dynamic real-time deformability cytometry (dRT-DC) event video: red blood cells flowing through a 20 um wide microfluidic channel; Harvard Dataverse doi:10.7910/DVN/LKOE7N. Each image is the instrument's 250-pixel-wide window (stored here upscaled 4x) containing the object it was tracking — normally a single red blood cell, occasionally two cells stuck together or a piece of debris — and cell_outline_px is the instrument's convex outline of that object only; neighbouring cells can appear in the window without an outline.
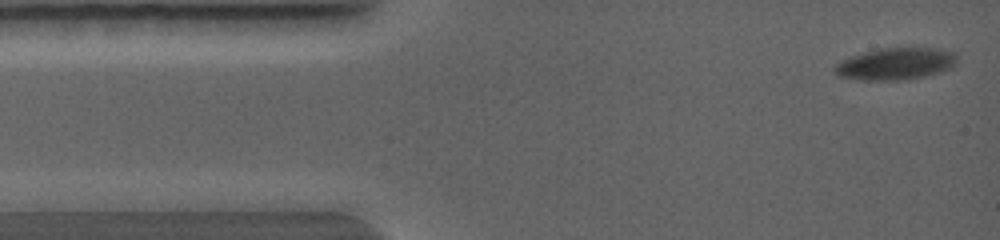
{"species": "common noctule bat (a hibernating species)", "species_latin": "Nyctalus noctula", "temperature_condition": "warm", "stored_images_in_passage": 16, "camera_frame_rate_fps": 5000, "um_per_image_px": 0.085, "animal": {"sex": "female", "body_mass_g": 19.0, "forearm_length_mm": 56.7}, "frame": {"image": 1, "passage_image": 1, "time_ms": 0.0, "image_size_px": [1000, 240], "cell_outline_px": [[956, 64], [952, 68], [940, 72], [924, 76], [904, 80], [860, 80], [840, 76], [832, 72], [832, 68], [836, 64], [852, 56], [864, 52], [880, 48], [936, 48], [956, 52]], "centroid_in_image_um": [76.14, 5.43], "position_along_channel_um": 8.9, "area_um2": 22.83}}
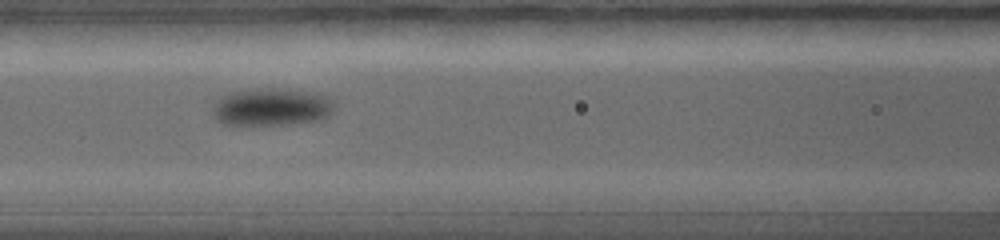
{"frame": {"image": 2, "passage_image": 10, "time_ms": 4.0, "image_size_px": [1000, 240], "cell_outline_px": [[336, 104], [332, 112], [324, 116], [312, 120], [252, 124], [240, 124], [220, 120], [216, 112], [216, 100], [220, 96], [228, 92], [248, 88], [288, 88], [312, 92], [332, 96]], "centroid_in_image_um": [23.17, 8.99], "position_along_channel_um": 143.4, "area_um2": 25.78}}
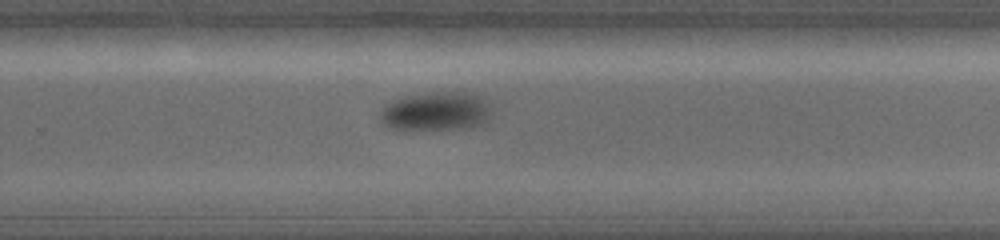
{"frame": {"image": 3, "passage_image": 16, "time_ms": 6.8, "image_size_px": [1000, 240], "cell_outline_px": [[488, 108], [472, 124], [404, 128], [392, 124], [384, 120], [380, 112], [380, 108], [384, 104], [404, 96], [424, 92], [468, 92], [488, 96]], "centroid_in_image_um": [36.97, 9.3], "position_along_channel_um": 292.8, "area_um2": 22.72}}